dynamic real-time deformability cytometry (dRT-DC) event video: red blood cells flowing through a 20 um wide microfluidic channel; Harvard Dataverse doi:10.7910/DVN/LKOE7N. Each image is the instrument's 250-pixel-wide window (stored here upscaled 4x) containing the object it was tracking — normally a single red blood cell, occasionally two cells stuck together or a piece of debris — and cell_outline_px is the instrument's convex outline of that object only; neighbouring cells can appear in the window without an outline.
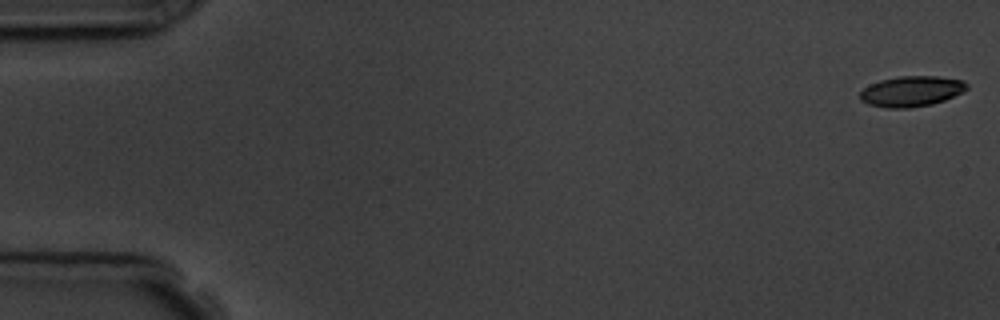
{"species": "common noctule bat (a hibernating species)", "species_latin": "Nyctalus noctula", "temperature_condition": "room temperature", "stored_images_in_passage": 6, "camera_frame_rate_fps": 3000, "um_per_image_px": 0.085, "animal": {"sex": "male", "body_mass_g": 19.5, "forearm_length_mm": 54.6}, "frame": {"image": 1, "passage_image": 1, "time_ms": 0.0, "image_size_px": [1000, 320], "cell_outline_px": [[968, 88], [964, 92], [944, 100], [932, 104], [908, 108], [888, 108], [868, 104], [860, 100], [860, 92], [868, 84], [880, 80], [896, 76], [936, 76], [964, 80], [968, 84]], "centroid_in_image_um": [77.47, 7.75], "position_along_channel_um": 7.5, "area_um2": 19.19}}
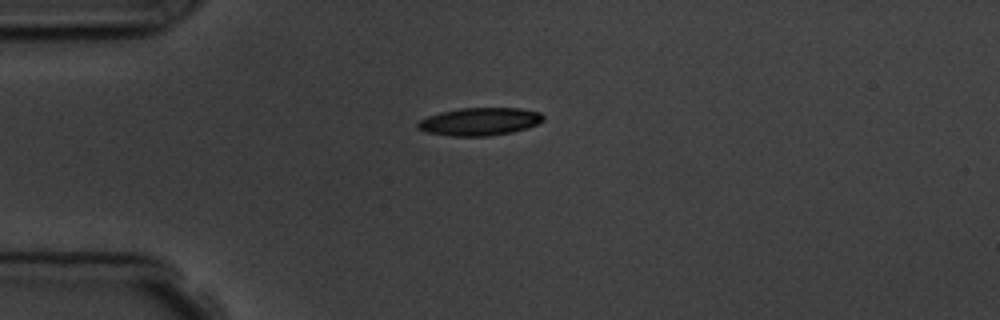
{"frame": {"image": 2, "passage_image": 4, "time_ms": 4.333, "image_size_px": [1000, 320], "cell_outline_px": [[544, 120], [536, 124], [512, 132], [488, 136], [452, 136], [424, 132], [416, 128], [416, 124], [420, 120], [428, 116], [440, 112], [460, 108], [520, 108], [540, 112], [544, 116]], "centroid_in_image_um": [40.73, 10.33], "position_along_channel_um": 44.3, "area_um2": 20.35}}